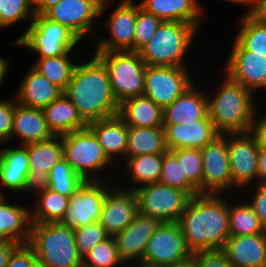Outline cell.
<instances>
[{"instance_id": "35", "label": "cell", "mask_w": 266, "mask_h": 267, "mask_svg": "<svg viewBox=\"0 0 266 267\" xmlns=\"http://www.w3.org/2000/svg\"><path fill=\"white\" fill-rule=\"evenodd\" d=\"M235 40L246 50L266 57V20L258 13L244 14Z\"/></svg>"}, {"instance_id": "2", "label": "cell", "mask_w": 266, "mask_h": 267, "mask_svg": "<svg viewBox=\"0 0 266 267\" xmlns=\"http://www.w3.org/2000/svg\"><path fill=\"white\" fill-rule=\"evenodd\" d=\"M63 93L87 125L119 113L107 68L95 54L88 62L77 63Z\"/></svg>"}, {"instance_id": "11", "label": "cell", "mask_w": 266, "mask_h": 267, "mask_svg": "<svg viewBox=\"0 0 266 267\" xmlns=\"http://www.w3.org/2000/svg\"><path fill=\"white\" fill-rule=\"evenodd\" d=\"M186 67L146 66L144 96L164 109L193 84Z\"/></svg>"}, {"instance_id": "13", "label": "cell", "mask_w": 266, "mask_h": 267, "mask_svg": "<svg viewBox=\"0 0 266 267\" xmlns=\"http://www.w3.org/2000/svg\"><path fill=\"white\" fill-rule=\"evenodd\" d=\"M232 189L248 188L258 178L259 146L250 132L227 134Z\"/></svg>"}, {"instance_id": "26", "label": "cell", "mask_w": 266, "mask_h": 267, "mask_svg": "<svg viewBox=\"0 0 266 267\" xmlns=\"http://www.w3.org/2000/svg\"><path fill=\"white\" fill-rule=\"evenodd\" d=\"M14 136L19 137L20 145H26L48 140L54 135L49 130L41 109L18 104L15 98L11 139Z\"/></svg>"}, {"instance_id": "51", "label": "cell", "mask_w": 266, "mask_h": 267, "mask_svg": "<svg viewBox=\"0 0 266 267\" xmlns=\"http://www.w3.org/2000/svg\"><path fill=\"white\" fill-rule=\"evenodd\" d=\"M257 183H266V147H259Z\"/></svg>"}, {"instance_id": "27", "label": "cell", "mask_w": 266, "mask_h": 267, "mask_svg": "<svg viewBox=\"0 0 266 267\" xmlns=\"http://www.w3.org/2000/svg\"><path fill=\"white\" fill-rule=\"evenodd\" d=\"M29 160L26 148H4L0 151V183L15 192L32 190L27 184Z\"/></svg>"}, {"instance_id": "23", "label": "cell", "mask_w": 266, "mask_h": 267, "mask_svg": "<svg viewBox=\"0 0 266 267\" xmlns=\"http://www.w3.org/2000/svg\"><path fill=\"white\" fill-rule=\"evenodd\" d=\"M141 8L163 22L178 21L201 26L202 6L198 0H141Z\"/></svg>"}, {"instance_id": "3", "label": "cell", "mask_w": 266, "mask_h": 267, "mask_svg": "<svg viewBox=\"0 0 266 267\" xmlns=\"http://www.w3.org/2000/svg\"><path fill=\"white\" fill-rule=\"evenodd\" d=\"M208 98V115L220 135L249 132L256 108L253 92L231 81L226 75ZM254 101V102H253Z\"/></svg>"}, {"instance_id": "28", "label": "cell", "mask_w": 266, "mask_h": 267, "mask_svg": "<svg viewBox=\"0 0 266 267\" xmlns=\"http://www.w3.org/2000/svg\"><path fill=\"white\" fill-rule=\"evenodd\" d=\"M23 78L15 95L18 104L42 110L63 93L32 67Z\"/></svg>"}, {"instance_id": "15", "label": "cell", "mask_w": 266, "mask_h": 267, "mask_svg": "<svg viewBox=\"0 0 266 267\" xmlns=\"http://www.w3.org/2000/svg\"><path fill=\"white\" fill-rule=\"evenodd\" d=\"M191 254L178 222H161L149 239L142 260L166 266Z\"/></svg>"}, {"instance_id": "16", "label": "cell", "mask_w": 266, "mask_h": 267, "mask_svg": "<svg viewBox=\"0 0 266 267\" xmlns=\"http://www.w3.org/2000/svg\"><path fill=\"white\" fill-rule=\"evenodd\" d=\"M120 1L104 24L110 36L96 38L95 51H134L136 17L141 6L133 0Z\"/></svg>"}, {"instance_id": "7", "label": "cell", "mask_w": 266, "mask_h": 267, "mask_svg": "<svg viewBox=\"0 0 266 267\" xmlns=\"http://www.w3.org/2000/svg\"><path fill=\"white\" fill-rule=\"evenodd\" d=\"M63 158L84 181H100L99 172L113 162L88 128L62 135ZM105 167V168H104Z\"/></svg>"}, {"instance_id": "43", "label": "cell", "mask_w": 266, "mask_h": 267, "mask_svg": "<svg viewBox=\"0 0 266 267\" xmlns=\"http://www.w3.org/2000/svg\"><path fill=\"white\" fill-rule=\"evenodd\" d=\"M73 230L76 248L81 258L90 252L96 244L110 236L98 221Z\"/></svg>"}, {"instance_id": "49", "label": "cell", "mask_w": 266, "mask_h": 267, "mask_svg": "<svg viewBox=\"0 0 266 267\" xmlns=\"http://www.w3.org/2000/svg\"><path fill=\"white\" fill-rule=\"evenodd\" d=\"M266 115V114H265ZM257 117L255 111L254 118L251 123L250 133L254 136L259 147H266V116Z\"/></svg>"}, {"instance_id": "24", "label": "cell", "mask_w": 266, "mask_h": 267, "mask_svg": "<svg viewBox=\"0 0 266 267\" xmlns=\"http://www.w3.org/2000/svg\"><path fill=\"white\" fill-rule=\"evenodd\" d=\"M208 114L207 93L192 84L163 109V124H178L203 119Z\"/></svg>"}, {"instance_id": "31", "label": "cell", "mask_w": 266, "mask_h": 267, "mask_svg": "<svg viewBox=\"0 0 266 267\" xmlns=\"http://www.w3.org/2000/svg\"><path fill=\"white\" fill-rule=\"evenodd\" d=\"M118 115L128 126L163 127V109L144 95L121 103Z\"/></svg>"}, {"instance_id": "25", "label": "cell", "mask_w": 266, "mask_h": 267, "mask_svg": "<svg viewBox=\"0 0 266 267\" xmlns=\"http://www.w3.org/2000/svg\"><path fill=\"white\" fill-rule=\"evenodd\" d=\"M87 127L94 133L106 156L112 162L116 160V156H121L122 159H125L128 125L118 114L91 122Z\"/></svg>"}, {"instance_id": "56", "label": "cell", "mask_w": 266, "mask_h": 267, "mask_svg": "<svg viewBox=\"0 0 266 267\" xmlns=\"http://www.w3.org/2000/svg\"><path fill=\"white\" fill-rule=\"evenodd\" d=\"M132 266L133 267H164L161 265H157L151 262H147L145 260H138V261H132ZM133 264H136L135 266Z\"/></svg>"}, {"instance_id": "54", "label": "cell", "mask_w": 266, "mask_h": 267, "mask_svg": "<svg viewBox=\"0 0 266 267\" xmlns=\"http://www.w3.org/2000/svg\"><path fill=\"white\" fill-rule=\"evenodd\" d=\"M228 2L241 4V5H247L249 7V10L245 14H256L258 12L259 8V0H226Z\"/></svg>"}, {"instance_id": "22", "label": "cell", "mask_w": 266, "mask_h": 267, "mask_svg": "<svg viewBox=\"0 0 266 267\" xmlns=\"http://www.w3.org/2000/svg\"><path fill=\"white\" fill-rule=\"evenodd\" d=\"M221 251L232 267H266V232L230 236Z\"/></svg>"}, {"instance_id": "47", "label": "cell", "mask_w": 266, "mask_h": 267, "mask_svg": "<svg viewBox=\"0 0 266 267\" xmlns=\"http://www.w3.org/2000/svg\"><path fill=\"white\" fill-rule=\"evenodd\" d=\"M197 267H232L221 250L197 251Z\"/></svg>"}, {"instance_id": "20", "label": "cell", "mask_w": 266, "mask_h": 267, "mask_svg": "<svg viewBox=\"0 0 266 267\" xmlns=\"http://www.w3.org/2000/svg\"><path fill=\"white\" fill-rule=\"evenodd\" d=\"M168 150L192 148L203 149L220 134L207 114L203 119L178 124H163Z\"/></svg>"}, {"instance_id": "33", "label": "cell", "mask_w": 266, "mask_h": 267, "mask_svg": "<svg viewBox=\"0 0 266 267\" xmlns=\"http://www.w3.org/2000/svg\"><path fill=\"white\" fill-rule=\"evenodd\" d=\"M31 193L38 195L36 206L35 208L33 207V211H30L31 222L48 223L61 221L69 204L68 196L55 192L45 185L32 189Z\"/></svg>"}, {"instance_id": "4", "label": "cell", "mask_w": 266, "mask_h": 267, "mask_svg": "<svg viewBox=\"0 0 266 267\" xmlns=\"http://www.w3.org/2000/svg\"><path fill=\"white\" fill-rule=\"evenodd\" d=\"M27 245L36 255L39 267H82L74 230L60 222H32Z\"/></svg>"}, {"instance_id": "37", "label": "cell", "mask_w": 266, "mask_h": 267, "mask_svg": "<svg viewBox=\"0 0 266 267\" xmlns=\"http://www.w3.org/2000/svg\"><path fill=\"white\" fill-rule=\"evenodd\" d=\"M229 203V235L243 236L265 233L266 229L260 223L248 202ZM233 206V207H232Z\"/></svg>"}, {"instance_id": "8", "label": "cell", "mask_w": 266, "mask_h": 267, "mask_svg": "<svg viewBox=\"0 0 266 267\" xmlns=\"http://www.w3.org/2000/svg\"><path fill=\"white\" fill-rule=\"evenodd\" d=\"M79 41L67 27L49 20L43 14H34L27 30L11 44L21 45L38 53L39 58H45L71 52Z\"/></svg>"}, {"instance_id": "12", "label": "cell", "mask_w": 266, "mask_h": 267, "mask_svg": "<svg viewBox=\"0 0 266 267\" xmlns=\"http://www.w3.org/2000/svg\"><path fill=\"white\" fill-rule=\"evenodd\" d=\"M104 180L105 183L102 181V177L100 181H85L69 197L68 207L60 221L62 225L77 229L99 220L103 200L109 190L108 186H110L105 178Z\"/></svg>"}, {"instance_id": "45", "label": "cell", "mask_w": 266, "mask_h": 267, "mask_svg": "<svg viewBox=\"0 0 266 267\" xmlns=\"http://www.w3.org/2000/svg\"><path fill=\"white\" fill-rule=\"evenodd\" d=\"M15 99H0V143L11 140Z\"/></svg>"}, {"instance_id": "34", "label": "cell", "mask_w": 266, "mask_h": 267, "mask_svg": "<svg viewBox=\"0 0 266 267\" xmlns=\"http://www.w3.org/2000/svg\"><path fill=\"white\" fill-rule=\"evenodd\" d=\"M163 155L164 153L144 154L125 158L126 172L131 176V183H136V187H130L131 190L160 181Z\"/></svg>"}, {"instance_id": "55", "label": "cell", "mask_w": 266, "mask_h": 267, "mask_svg": "<svg viewBox=\"0 0 266 267\" xmlns=\"http://www.w3.org/2000/svg\"><path fill=\"white\" fill-rule=\"evenodd\" d=\"M9 67V61L5 58L0 57V86L3 83L4 76L7 74Z\"/></svg>"}, {"instance_id": "36", "label": "cell", "mask_w": 266, "mask_h": 267, "mask_svg": "<svg viewBox=\"0 0 266 267\" xmlns=\"http://www.w3.org/2000/svg\"><path fill=\"white\" fill-rule=\"evenodd\" d=\"M69 53L70 52H66L61 56L39 58L31 67L52 84L64 91L71 80L76 66L69 56Z\"/></svg>"}, {"instance_id": "53", "label": "cell", "mask_w": 266, "mask_h": 267, "mask_svg": "<svg viewBox=\"0 0 266 267\" xmlns=\"http://www.w3.org/2000/svg\"><path fill=\"white\" fill-rule=\"evenodd\" d=\"M164 267H197V252L192 253L189 257L166 265Z\"/></svg>"}, {"instance_id": "5", "label": "cell", "mask_w": 266, "mask_h": 267, "mask_svg": "<svg viewBox=\"0 0 266 267\" xmlns=\"http://www.w3.org/2000/svg\"><path fill=\"white\" fill-rule=\"evenodd\" d=\"M197 28L185 22L167 21L137 52L146 65L187 67L184 59Z\"/></svg>"}, {"instance_id": "29", "label": "cell", "mask_w": 266, "mask_h": 267, "mask_svg": "<svg viewBox=\"0 0 266 267\" xmlns=\"http://www.w3.org/2000/svg\"><path fill=\"white\" fill-rule=\"evenodd\" d=\"M0 200V241L27 244L31 231V210L23 205Z\"/></svg>"}, {"instance_id": "50", "label": "cell", "mask_w": 266, "mask_h": 267, "mask_svg": "<svg viewBox=\"0 0 266 267\" xmlns=\"http://www.w3.org/2000/svg\"><path fill=\"white\" fill-rule=\"evenodd\" d=\"M19 245L16 241H0V267H6L11 254Z\"/></svg>"}, {"instance_id": "58", "label": "cell", "mask_w": 266, "mask_h": 267, "mask_svg": "<svg viewBox=\"0 0 266 267\" xmlns=\"http://www.w3.org/2000/svg\"><path fill=\"white\" fill-rule=\"evenodd\" d=\"M4 197L3 193L0 191V200Z\"/></svg>"}, {"instance_id": "57", "label": "cell", "mask_w": 266, "mask_h": 267, "mask_svg": "<svg viewBox=\"0 0 266 267\" xmlns=\"http://www.w3.org/2000/svg\"><path fill=\"white\" fill-rule=\"evenodd\" d=\"M263 19L266 20V0H259V8L257 12Z\"/></svg>"}, {"instance_id": "21", "label": "cell", "mask_w": 266, "mask_h": 267, "mask_svg": "<svg viewBox=\"0 0 266 267\" xmlns=\"http://www.w3.org/2000/svg\"><path fill=\"white\" fill-rule=\"evenodd\" d=\"M28 153L29 171L27 184L31 189L44 186L48 182L50 170L63 158L61 136L23 145Z\"/></svg>"}, {"instance_id": "46", "label": "cell", "mask_w": 266, "mask_h": 267, "mask_svg": "<svg viewBox=\"0 0 266 267\" xmlns=\"http://www.w3.org/2000/svg\"><path fill=\"white\" fill-rule=\"evenodd\" d=\"M6 267H39L36 255L27 244H20L11 254Z\"/></svg>"}, {"instance_id": "19", "label": "cell", "mask_w": 266, "mask_h": 267, "mask_svg": "<svg viewBox=\"0 0 266 267\" xmlns=\"http://www.w3.org/2000/svg\"><path fill=\"white\" fill-rule=\"evenodd\" d=\"M160 223L157 218L138 212L120 233L113 236L118 256L124 264L143 259L147 243Z\"/></svg>"}, {"instance_id": "39", "label": "cell", "mask_w": 266, "mask_h": 267, "mask_svg": "<svg viewBox=\"0 0 266 267\" xmlns=\"http://www.w3.org/2000/svg\"><path fill=\"white\" fill-rule=\"evenodd\" d=\"M160 183L181 189L191 197L198 194V190L187 180L181 163L176 156L167 150L163 155Z\"/></svg>"}, {"instance_id": "10", "label": "cell", "mask_w": 266, "mask_h": 267, "mask_svg": "<svg viewBox=\"0 0 266 267\" xmlns=\"http://www.w3.org/2000/svg\"><path fill=\"white\" fill-rule=\"evenodd\" d=\"M112 0H62L43 15L67 27L80 40L94 33V22L110 6ZM94 27V28H93Z\"/></svg>"}, {"instance_id": "1", "label": "cell", "mask_w": 266, "mask_h": 267, "mask_svg": "<svg viewBox=\"0 0 266 267\" xmlns=\"http://www.w3.org/2000/svg\"><path fill=\"white\" fill-rule=\"evenodd\" d=\"M220 196V194L192 196L178 220L186 245L192 253L221 250L230 237L229 202Z\"/></svg>"}, {"instance_id": "41", "label": "cell", "mask_w": 266, "mask_h": 267, "mask_svg": "<svg viewBox=\"0 0 266 267\" xmlns=\"http://www.w3.org/2000/svg\"><path fill=\"white\" fill-rule=\"evenodd\" d=\"M181 163L183 174L187 180L201 194V181L203 178V163L200 149L181 148L170 150Z\"/></svg>"}, {"instance_id": "32", "label": "cell", "mask_w": 266, "mask_h": 267, "mask_svg": "<svg viewBox=\"0 0 266 267\" xmlns=\"http://www.w3.org/2000/svg\"><path fill=\"white\" fill-rule=\"evenodd\" d=\"M163 127L147 128L128 126L125 158L144 154H159L167 151Z\"/></svg>"}, {"instance_id": "38", "label": "cell", "mask_w": 266, "mask_h": 267, "mask_svg": "<svg viewBox=\"0 0 266 267\" xmlns=\"http://www.w3.org/2000/svg\"><path fill=\"white\" fill-rule=\"evenodd\" d=\"M85 181L72 169L64 158L60 159L48 174L46 187L70 197Z\"/></svg>"}, {"instance_id": "17", "label": "cell", "mask_w": 266, "mask_h": 267, "mask_svg": "<svg viewBox=\"0 0 266 267\" xmlns=\"http://www.w3.org/2000/svg\"><path fill=\"white\" fill-rule=\"evenodd\" d=\"M230 50L224 73L251 92L266 89V57L244 49L236 40Z\"/></svg>"}, {"instance_id": "42", "label": "cell", "mask_w": 266, "mask_h": 267, "mask_svg": "<svg viewBox=\"0 0 266 267\" xmlns=\"http://www.w3.org/2000/svg\"><path fill=\"white\" fill-rule=\"evenodd\" d=\"M34 17L33 0H0V29Z\"/></svg>"}, {"instance_id": "40", "label": "cell", "mask_w": 266, "mask_h": 267, "mask_svg": "<svg viewBox=\"0 0 266 267\" xmlns=\"http://www.w3.org/2000/svg\"><path fill=\"white\" fill-rule=\"evenodd\" d=\"M124 265L118 256L113 236L96 244L93 249L82 258V267H120Z\"/></svg>"}, {"instance_id": "9", "label": "cell", "mask_w": 266, "mask_h": 267, "mask_svg": "<svg viewBox=\"0 0 266 267\" xmlns=\"http://www.w3.org/2000/svg\"><path fill=\"white\" fill-rule=\"evenodd\" d=\"M138 197V212L160 222H178L191 196L178 188L160 182L134 190Z\"/></svg>"}, {"instance_id": "6", "label": "cell", "mask_w": 266, "mask_h": 267, "mask_svg": "<svg viewBox=\"0 0 266 267\" xmlns=\"http://www.w3.org/2000/svg\"><path fill=\"white\" fill-rule=\"evenodd\" d=\"M107 68L112 92L119 103L144 95L146 64L135 51H95Z\"/></svg>"}, {"instance_id": "14", "label": "cell", "mask_w": 266, "mask_h": 267, "mask_svg": "<svg viewBox=\"0 0 266 267\" xmlns=\"http://www.w3.org/2000/svg\"><path fill=\"white\" fill-rule=\"evenodd\" d=\"M201 154L203 163L201 194H223L231 189L227 134L220 135L212 143L207 144L201 149Z\"/></svg>"}, {"instance_id": "18", "label": "cell", "mask_w": 266, "mask_h": 267, "mask_svg": "<svg viewBox=\"0 0 266 267\" xmlns=\"http://www.w3.org/2000/svg\"><path fill=\"white\" fill-rule=\"evenodd\" d=\"M111 187V188H110ZM109 190L103 200L98 223L110 236L120 233L138 213V197L129 187H115Z\"/></svg>"}, {"instance_id": "44", "label": "cell", "mask_w": 266, "mask_h": 267, "mask_svg": "<svg viewBox=\"0 0 266 267\" xmlns=\"http://www.w3.org/2000/svg\"><path fill=\"white\" fill-rule=\"evenodd\" d=\"M162 22L160 18L146 12L141 7L138 9L134 37L135 52L152 39Z\"/></svg>"}, {"instance_id": "48", "label": "cell", "mask_w": 266, "mask_h": 267, "mask_svg": "<svg viewBox=\"0 0 266 267\" xmlns=\"http://www.w3.org/2000/svg\"><path fill=\"white\" fill-rule=\"evenodd\" d=\"M254 195L247 201L254 213L258 216L260 223L266 229V183H257Z\"/></svg>"}, {"instance_id": "30", "label": "cell", "mask_w": 266, "mask_h": 267, "mask_svg": "<svg viewBox=\"0 0 266 267\" xmlns=\"http://www.w3.org/2000/svg\"><path fill=\"white\" fill-rule=\"evenodd\" d=\"M42 112L54 136H62L87 127L76 107L64 93L43 108Z\"/></svg>"}, {"instance_id": "52", "label": "cell", "mask_w": 266, "mask_h": 267, "mask_svg": "<svg viewBox=\"0 0 266 267\" xmlns=\"http://www.w3.org/2000/svg\"><path fill=\"white\" fill-rule=\"evenodd\" d=\"M62 0H33L34 14H44L52 6L57 5Z\"/></svg>"}]
</instances>
